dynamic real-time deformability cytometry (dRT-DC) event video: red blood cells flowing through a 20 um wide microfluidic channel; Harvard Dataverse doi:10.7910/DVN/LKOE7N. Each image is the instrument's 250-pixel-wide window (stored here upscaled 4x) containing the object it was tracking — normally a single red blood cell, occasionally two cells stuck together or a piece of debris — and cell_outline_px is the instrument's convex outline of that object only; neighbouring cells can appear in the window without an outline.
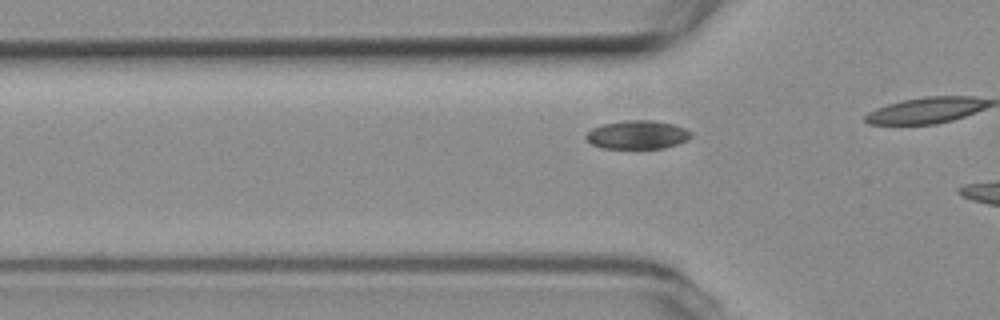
{"species": "common noctule bat (a hibernating species)", "species_latin": "Nyctalus noctula", "temperature_condition": "room temperature", "stored_images_in_passage": 16, "camera_frame_rate_fps": 3000, "um_per_image_px": 0.085, "animal": {"sex": "female", "body_mass_g": 19.3, "forearm_length_mm": 54.1}, "frame": {"image": 1, "passage_image": 15, "time_ms": 4.667, "image_size_px": [1000, 320], "cell_outline_px": [[692, 136], [688, 140], [664, 148], [604, 148], [592, 144], [584, 136], [592, 128], [604, 124], [628, 120], [656, 120], [672, 124], [684, 128], [692, 132]], "centroid_in_image_um": [54.2, 11.45], "position_along_channel_um": 71.6, "area_um2": 17.34}}